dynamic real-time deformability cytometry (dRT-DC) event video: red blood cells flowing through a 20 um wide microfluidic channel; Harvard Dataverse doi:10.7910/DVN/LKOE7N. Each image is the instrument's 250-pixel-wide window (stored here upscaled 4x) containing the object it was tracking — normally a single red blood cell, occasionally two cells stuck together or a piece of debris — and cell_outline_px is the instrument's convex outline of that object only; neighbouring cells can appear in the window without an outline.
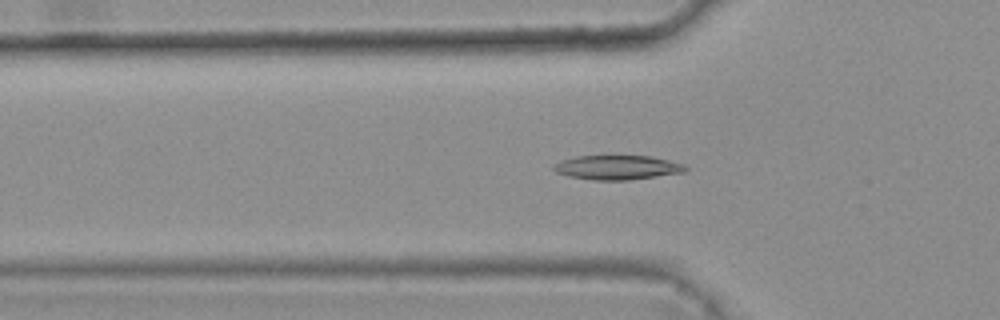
{"species": "common noctule bat (a hibernating species)", "species_latin": "Nyctalus noctula", "temperature_condition": "warm", "stored_images_in_passage": 46, "camera_frame_rate_fps": 3000, "um_per_image_px": 0.085, "animal": {"sex": "female", "body_mass_g": 25.1}, "frame": {"image": 1, "passage_image": 18, "time_ms": 5.667, "image_size_px": [1000, 320], "cell_outline_px": [[688, 168], [684, 172], [628, 180], [592, 180], [568, 176], [556, 172], [552, 168], [552, 164], [576, 156], [652, 156], [684, 164]], "centroid_in_image_um": [52.45, 14.23], "position_along_channel_um": 73.3, "area_um2": 18.61}}
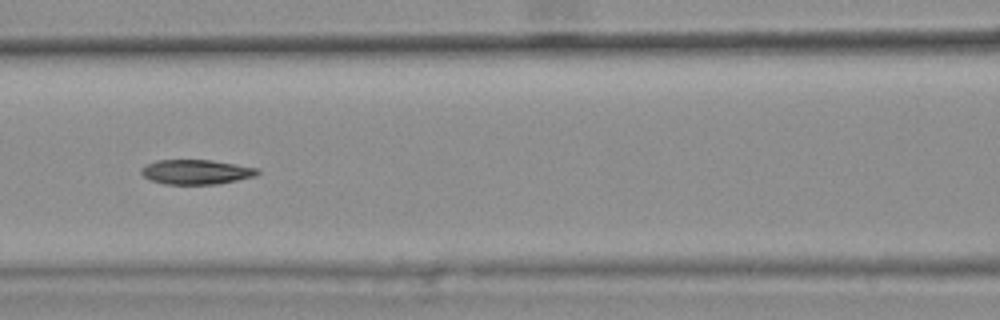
{"frame": {"image": 2, "passage_image": 24, "time_ms": 7.667, "image_size_px": [1000, 320], "cell_outline_px": [[260, 172], [256, 176], [216, 184], [164, 184], [152, 180], [144, 176], [140, 172], [140, 168], [156, 160], [212, 160], [260, 168]], "centroid_in_image_um": [16.7, 14.61], "position_along_channel_um": 149.9, "area_um2": 16.7}}
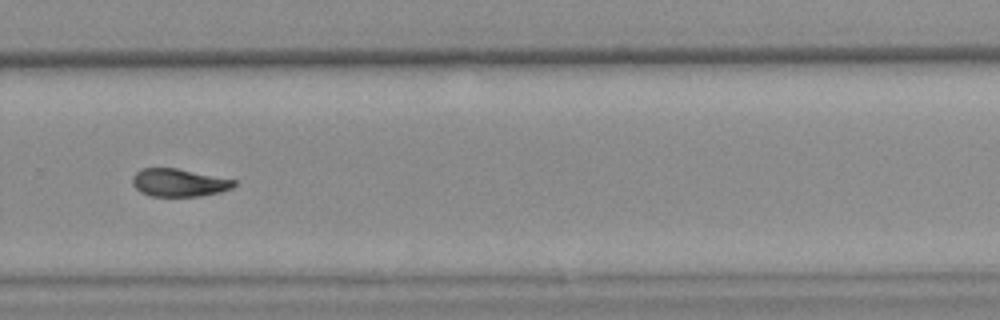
{"frame": {"image": 3, "passage_image": 37, "time_ms": 12.0, "image_size_px": [1000, 320], "cell_outline_px": [[236, 184], [232, 188], [220, 192], [200, 196], [152, 196], [140, 192], [132, 184], [132, 176], [140, 168], [176, 168], [236, 180]], "centroid_in_image_um": [15.19, 15.52], "position_along_channel_um": 314.6, "area_um2": 16.47}, "authors_computed_cell_mechanics": {"area_um2": 17.4556, "velocity_mm_per_s": 3.8125, "shape_relaxation_time_tau1_ms": 10.1227, "shape_relaxation_time_tau2_ms": null, "deformation_change_tau1": 0.2355, "deformation_change_tau2": null}}